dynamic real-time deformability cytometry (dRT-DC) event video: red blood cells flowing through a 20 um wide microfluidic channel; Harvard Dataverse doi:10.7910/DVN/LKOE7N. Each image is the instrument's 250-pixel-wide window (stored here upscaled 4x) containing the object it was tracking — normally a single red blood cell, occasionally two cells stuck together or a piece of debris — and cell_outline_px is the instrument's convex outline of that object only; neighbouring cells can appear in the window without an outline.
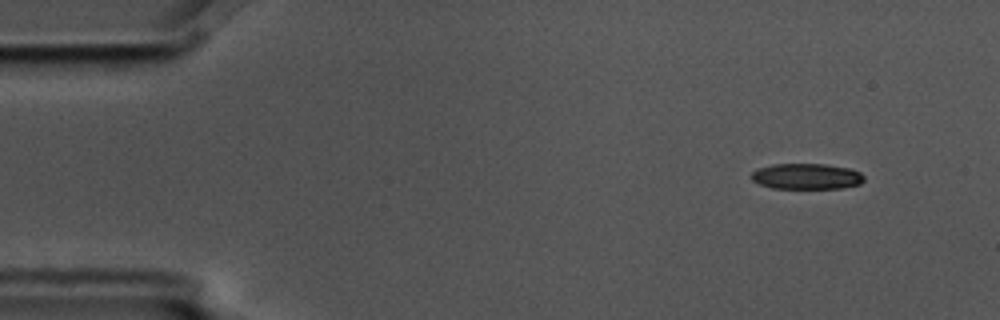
{"species": "common noctule bat (a hibernating species)", "species_latin": "Nyctalus noctula", "temperature_condition": "cold", "stored_images_in_passage": 1, "camera_frame_rate_fps": 3000, "um_per_image_px": 0.085, "animal": {"sex": "male", "body_mass_g": 17.5, "forearm_length_mm": 52.3}, "frame": {"image": 1, "passage_image": 1, "time_ms": 0.0, "image_size_px": [1000, 320], "cell_outline_px": [[864, 180], [860, 184], [840, 188], [772, 188], [760, 184], [752, 180], [752, 172], [760, 168], [772, 164], [824, 164], [848, 168], [860, 172], [864, 176]], "centroid_in_image_um": [68.57, 14.99], "position_along_channel_um": 16.4, "area_um2": 16.76}}